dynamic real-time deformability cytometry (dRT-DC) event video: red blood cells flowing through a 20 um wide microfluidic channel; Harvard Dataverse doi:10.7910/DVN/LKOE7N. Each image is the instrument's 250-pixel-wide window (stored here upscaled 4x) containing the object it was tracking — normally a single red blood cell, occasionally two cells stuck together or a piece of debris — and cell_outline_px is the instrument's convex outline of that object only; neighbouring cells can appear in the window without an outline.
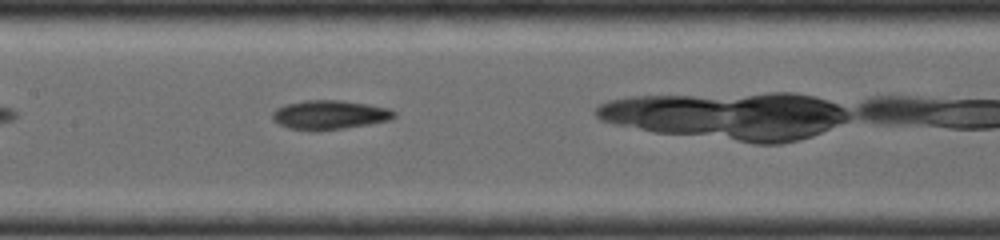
{"species": "common noctule bat (a hibernating species)", "species_latin": "Nyctalus noctula", "temperature_condition": "room temperature", "stored_images_in_passage": 4, "camera_frame_rate_fps": 4000, "um_per_image_px": 0.085, "animal": {"sex": "female", "body_mass_g": 19.0, "forearm_length_mm": 56.7}, "frame": {"image": 1, "passage_image": 4, "time_ms": 2.25, "image_size_px": [1000, 240], "cell_outline_px": [[396, 116], [388, 120], [368, 124], [344, 128], [316, 132], [308, 132], [288, 128], [272, 120], [272, 112], [276, 108], [284, 104], [304, 100], [340, 100], [368, 104], [392, 108], [396, 112]], "centroid_in_image_um": [27.98, 9.77], "position_along_channel_um": 179.4, "area_um2": 21.1}}